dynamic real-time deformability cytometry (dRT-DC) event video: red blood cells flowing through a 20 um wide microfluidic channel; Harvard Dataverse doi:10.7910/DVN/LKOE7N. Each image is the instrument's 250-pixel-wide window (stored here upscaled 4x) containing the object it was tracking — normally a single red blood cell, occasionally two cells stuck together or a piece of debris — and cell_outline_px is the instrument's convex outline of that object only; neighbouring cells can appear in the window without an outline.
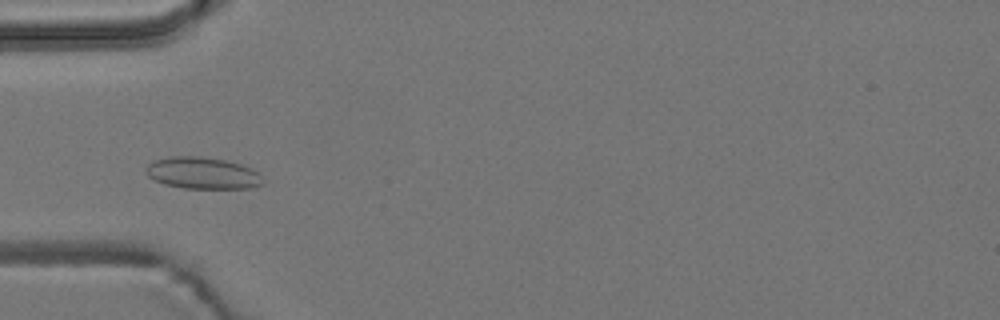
{"species": "common noctule bat (a hibernating species)", "species_latin": "Nyctalus noctula", "temperature_condition": "room temperature", "stored_images_in_passage": 53, "camera_frame_rate_fps": 3000, "um_per_image_px": 0.085, "animal": {"sex": "male", "body_mass_g": 19.2, "forearm_length_mm": 51.8}, "frame": {"image": 1, "passage_image": 15, "time_ms": 4.667, "image_size_px": [1000, 320], "cell_outline_px": [[264, 184], [252, 188], [184, 188], [164, 184], [148, 176], [144, 168], [148, 164], [156, 160], [172, 156], [196, 156], [224, 160], [240, 164], [252, 168], [260, 176]], "centroid_in_image_um": [17.21, 14.72], "position_along_channel_um": 67.8, "area_um2": 21.44}}
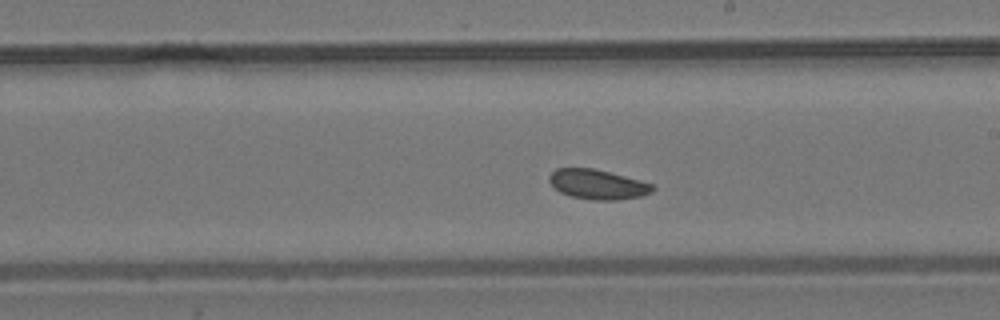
{"frame": {"image": 2, "passage_image": 29, "time_ms": 9.333, "image_size_px": [1000, 320], "cell_outline_px": [[656, 188], [652, 192], [644, 196], [616, 200], [592, 200], [572, 196], [560, 192], [548, 180], [548, 176], [556, 168], [592, 168], [640, 180], [652, 184]], "centroid_in_image_um": [50.82, 15.68], "position_along_channel_um": 238.2, "area_um2": 17.86}}
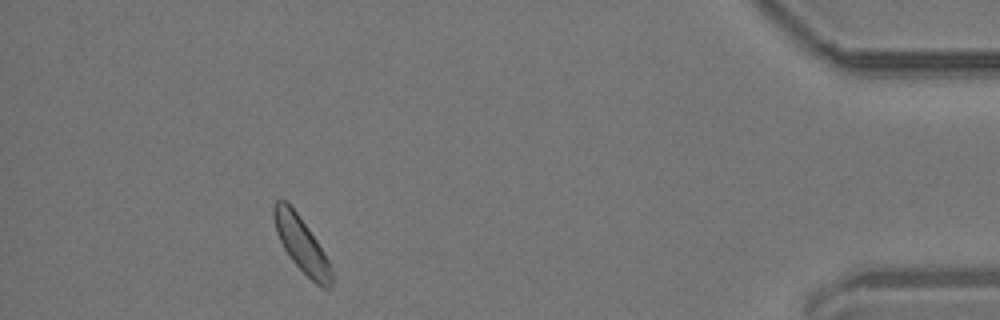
{"frame": {"image": 3, "passage_image": 48, "time_ms": 15.667, "image_size_px": [1000, 320], "cell_outline_px": [[332, 284], [328, 288], [324, 288], [316, 284], [292, 260], [284, 248], [276, 232], [272, 216], [272, 204], [276, 200], [284, 200], [296, 212], [308, 228], [316, 240], [328, 260], [332, 268]], "centroid_in_image_um": [25.6, 20.76], "position_along_channel_um": 409.6, "area_um2": 18.15}}